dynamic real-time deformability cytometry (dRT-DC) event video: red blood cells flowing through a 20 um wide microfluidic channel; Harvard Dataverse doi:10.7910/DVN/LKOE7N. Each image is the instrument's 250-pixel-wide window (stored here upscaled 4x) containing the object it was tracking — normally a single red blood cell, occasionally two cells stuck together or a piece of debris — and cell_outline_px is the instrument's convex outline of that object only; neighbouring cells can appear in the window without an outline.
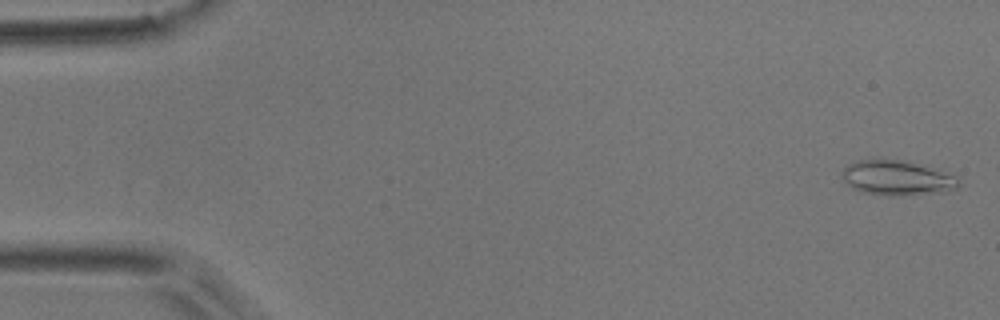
{"species": "common noctule bat (a hibernating species)", "species_latin": "Nyctalus noctula", "temperature_condition": "room temperature", "stored_images_in_passage": 54, "camera_frame_rate_fps": 3000, "um_per_image_px": 0.085, "animal": {"sex": "male", "body_mass_g": 17.9}, "frame": {"image": 1, "passage_image": 2, "time_ms": 0.333, "image_size_px": [1000, 320], "cell_outline_px": [[960, 184], [956, 188], [948, 192], [888, 196], [864, 192], [852, 188], [840, 176], [840, 172], [848, 164], [872, 156], [896, 160], [936, 168], [956, 176]], "centroid_in_image_um": [76.22, 15.1], "position_along_channel_um": 8.8, "area_um2": 24.04}}
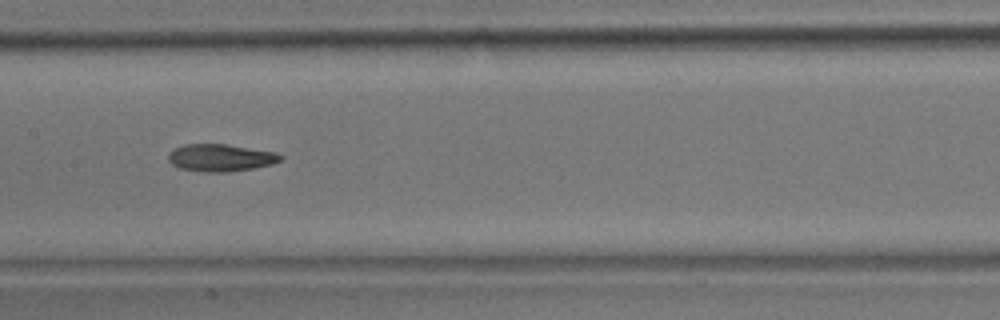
{"frame": {"image": 2, "passage_image": 27, "time_ms": 8.667, "image_size_px": [1000, 320], "cell_outline_px": [[284, 160], [272, 164], [252, 168], [224, 172], [204, 172], [180, 168], [172, 164], [168, 160], [168, 156], [176, 148], [184, 144], [228, 144], [276, 152], [284, 156]], "centroid_in_image_um": [18.8, 13.4], "position_along_channel_um": 188.6, "area_um2": 17.8}}
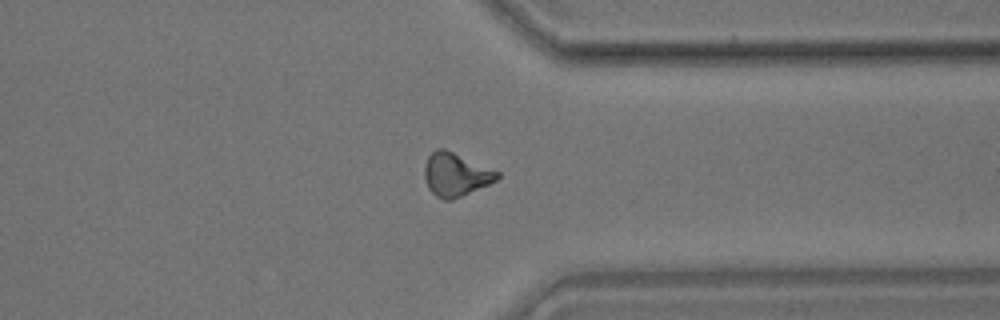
{"frame": {"image": 3, "passage_image": 42, "time_ms": 13.667, "image_size_px": [1000, 320], "cell_outline_px": [[500, 176], [496, 180], [488, 184], [452, 200], [444, 200], [436, 196], [428, 188], [424, 176], [424, 164], [428, 156], [436, 148], [444, 148], [500, 172]], "centroid_in_image_um": [38.7, 14.83], "position_along_channel_um": 372.7, "area_um2": 18.26}, "authors_computed_cell_mechanics": {"area_um2": 17.9758, "velocity_mm_per_s": 3.7327, "shape_relaxation_time_tau1_ms": null, "shape_relaxation_time_tau2_ms": 7.8157, "deformation_change_tau1": null, "deformation_change_tau2": 0.1885}}